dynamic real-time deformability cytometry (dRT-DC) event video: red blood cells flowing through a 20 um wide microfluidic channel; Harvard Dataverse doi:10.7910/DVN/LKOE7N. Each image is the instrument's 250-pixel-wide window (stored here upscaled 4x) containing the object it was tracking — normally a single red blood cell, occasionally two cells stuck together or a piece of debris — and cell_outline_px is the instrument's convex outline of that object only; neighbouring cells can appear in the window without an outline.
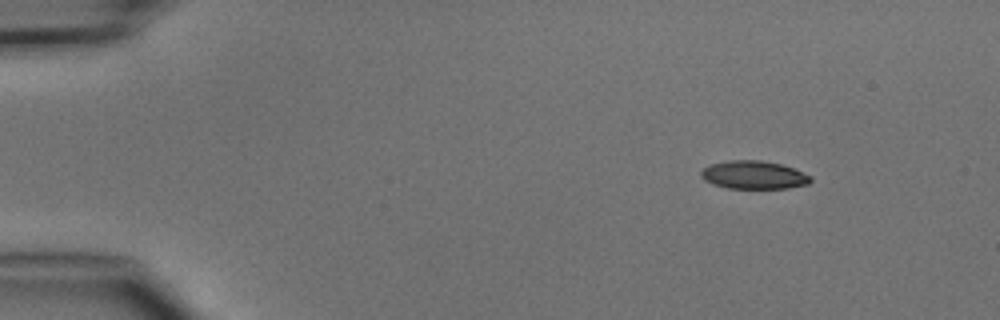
{"species": "common noctule bat (a hibernating species)", "species_latin": "Nyctalus noctula", "temperature_condition": "cold", "stored_images_in_passage": 3, "camera_frame_rate_fps": 3000, "um_per_image_px": 0.085, "animal": {"sex": "male", "body_mass_g": 15.6}, "frame": {"image": 1, "passage_image": 1, "time_ms": 0.0, "image_size_px": [1000, 320], "cell_outline_px": [[812, 180], [808, 184], [788, 188], [728, 188], [712, 184], [704, 180], [700, 176], [700, 172], [708, 164], [728, 160], [760, 160], [780, 164], [792, 168], [812, 176]], "centroid_in_image_um": [64.04, 14.87], "position_along_channel_um": 21.0, "area_um2": 18.03}}